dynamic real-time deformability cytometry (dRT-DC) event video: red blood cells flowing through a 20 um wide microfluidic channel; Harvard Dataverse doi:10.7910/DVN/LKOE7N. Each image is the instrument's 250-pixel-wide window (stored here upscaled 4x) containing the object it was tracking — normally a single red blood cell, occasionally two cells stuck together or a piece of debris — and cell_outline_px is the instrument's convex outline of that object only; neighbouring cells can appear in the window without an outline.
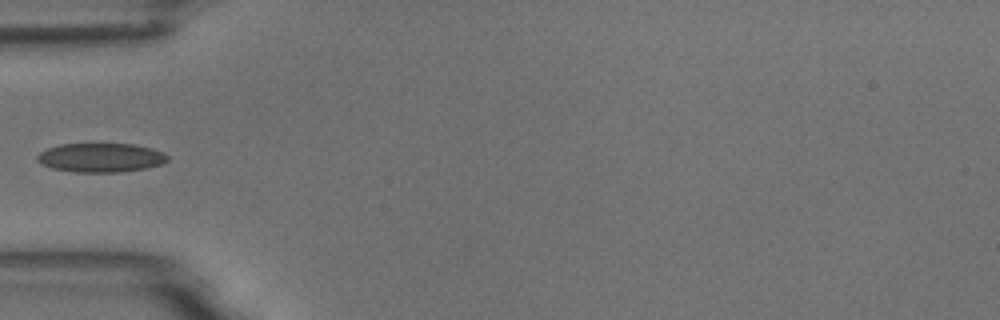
{"species": "common noctule bat (a hibernating species)", "species_latin": "Nyctalus noctula", "temperature_condition": "room temperature", "stored_images_in_passage": 5, "camera_frame_rate_fps": 3000, "um_per_image_px": 0.085, "animal": {"sex": "male", "body_mass_g": 18.8}, "frame": {"image": 1, "passage_image": 5, "time_ms": 4.667, "image_size_px": [1000, 320], "cell_outline_px": [[168, 160], [160, 164], [144, 168], [120, 172], [76, 172], [52, 168], [40, 164], [36, 160], [36, 156], [40, 152], [48, 148], [60, 144], [132, 144], [152, 148], [164, 152], [168, 156]], "centroid_in_image_um": [8.54, 13.39], "position_along_channel_um": 76.5, "area_um2": 22.02}}